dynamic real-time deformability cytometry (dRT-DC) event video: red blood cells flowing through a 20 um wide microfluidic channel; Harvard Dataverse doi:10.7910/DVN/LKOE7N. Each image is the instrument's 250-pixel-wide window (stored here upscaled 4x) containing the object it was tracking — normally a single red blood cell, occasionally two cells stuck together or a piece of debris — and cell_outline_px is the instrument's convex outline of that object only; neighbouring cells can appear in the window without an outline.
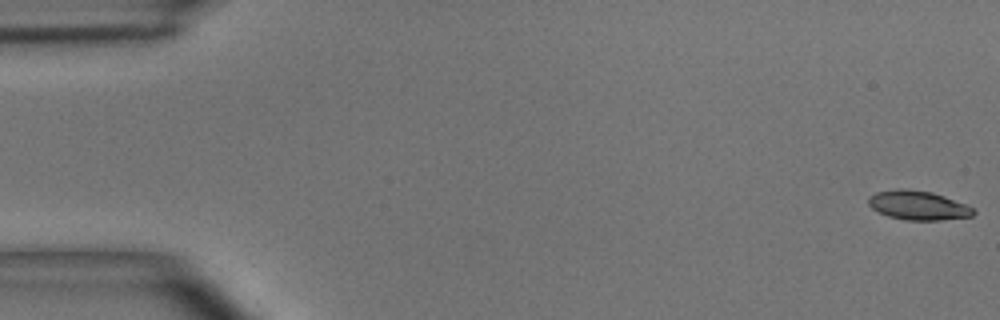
{"species": "common noctule bat (a hibernating species)", "species_latin": "Nyctalus noctula", "temperature_condition": "room temperature", "stored_images_in_passage": 49, "camera_frame_rate_fps": 3000, "um_per_image_px": 0.085, "animal": {"sex": "male", "body_mass_g": 15.6}, "frame": {"image": 1, "passage_image": 1, "time_ms": 0.0, "image_size_px": [1000, 320], "cell_outline_px": [[976, 212], [972, 216], [940, 220], [904, 220], [888, 216], [872, 208], [868, 204], [868, 196], [876, 192], [900, 188], [932, 192], [944, 196], [964, 204], [972, 208]], "centroid_in_image_um": [78.01, 17.45], "position_along_channel_um": 7.0, "area_um2": 17.69}}
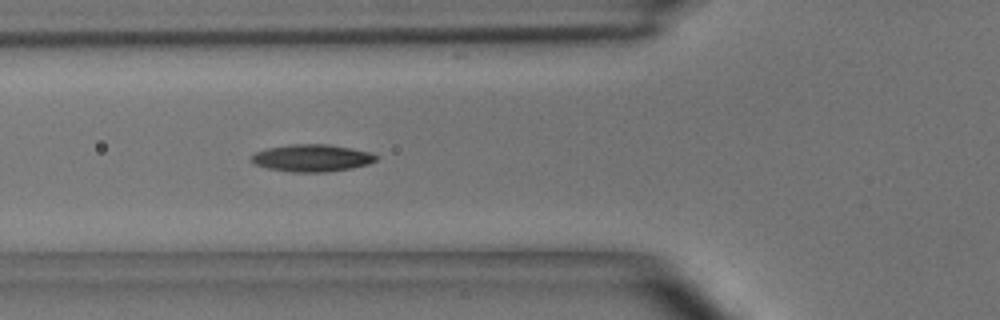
{"frame": {"image": 2, "passage_image": 18, "time_ms": 5.667, "image_size_px": [1000, 320], "cell_outline_px": [[376, 160], [368, 164], [352, 168], [324, 172], [292, 172], [268, 168], [252, 164], [248, 160], [256, 152], [264, 148], [292, 144], [328, 144], [352, 148], [368, 152], [376, 156]], "centroid_in_image_um": [26.44, 13.43], "position_along_channel_um": 99.4, "area_um2": 19.83}}
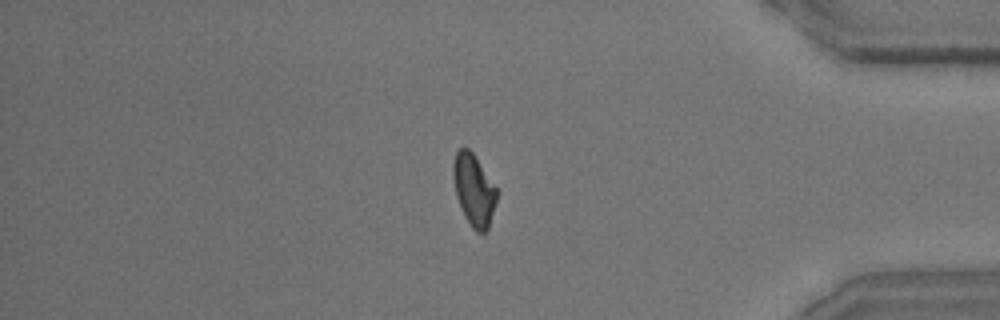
{"frame": {"image": 3, "passage_image": 42, "time_ms": 13.667, "image_size_px": [1000, 320], "cell_outline_px": [[500, 192], [488, 228], [484, 232], [476, 232], [472, 228], [464, 216], [456, 196], [452, 172], [452, 164], [456, 152], [460, 148], [468, 148], [472, 152]], "centroid_in_image_um": [40.29, 16.15], "position_along_channel_um": 394.9, "area_um2": 18.38}}